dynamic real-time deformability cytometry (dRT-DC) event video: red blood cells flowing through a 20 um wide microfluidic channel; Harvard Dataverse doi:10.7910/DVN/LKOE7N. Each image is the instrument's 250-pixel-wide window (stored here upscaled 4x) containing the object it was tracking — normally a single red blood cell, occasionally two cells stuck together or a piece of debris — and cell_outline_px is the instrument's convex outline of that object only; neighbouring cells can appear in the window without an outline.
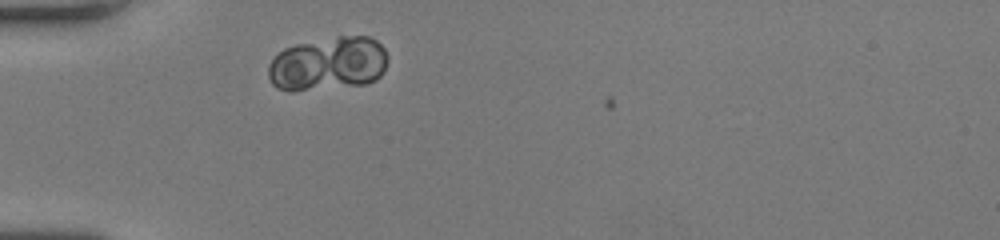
{"species": "human", "species_latin": "Homo sapiens", "temperature_condition": "room temperature", "stored_images_in_passage": 29, "camera_frame_rate_fps": 3000, "um_per_image_px": 0.085, "donor": {"sex": "female"}, "frame": {"image": 1, "passage_image": 2, "time_ms": 0.333, "image_size_px": [1000, 240], "cell_outline_px": [[388, 60], [380, 76], [376, 80], [364, 84], [292, 92], [276, 88], [272, 84], [268, 76], [268, 64], [284, 48], [296, 44], [336, 36], [368, 36], [376, 40], [384, 48], [388, 56]], "centroid_in_image_um": [27.88, 5.42], "position_along_channel_um": 57.1, "area_um2": 37.69}}
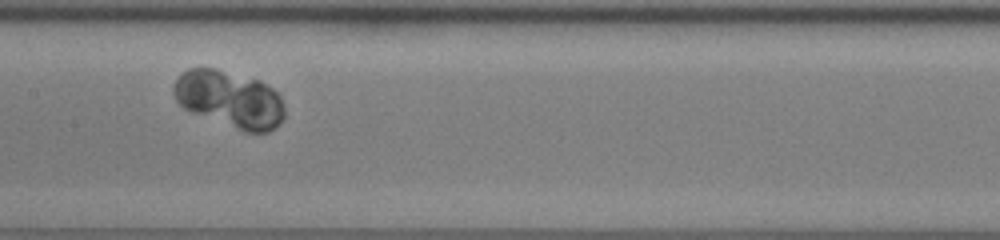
{"frame": {"image": 2, "passage_image": 13, "time_ms": 4.0, "image_size_px": [1000, 240], "cell_outline_px": [[284, 116], [268, 132], [244, 132], [192, 112], [184, 108], [176, 100], [172, 92], [172, 88], [176, 80], [188, 68], [212, 68], [260, 80], [272, 88], [280, 96], [284, 108]], "centroid_in_image_um": [19.5, 8.43], "position_along_channel_um": 187.9, "area_um2": 36.36}}
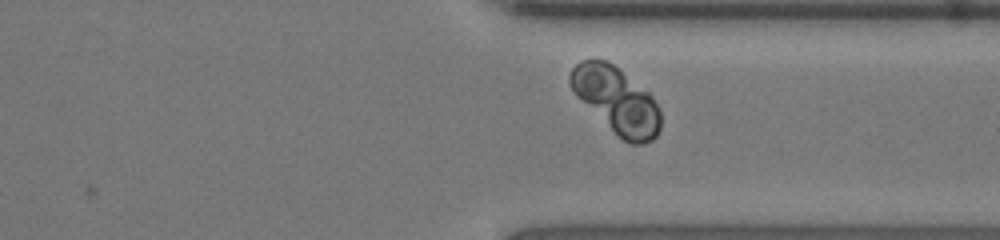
{"frame": {"image": 3, "passage_image": 26, "time_ms": 8.333, "image_size_px": [1000, 240], "cell_outline_px": [[660, 128], [656, 136], [652, 140], [644, 144], [632, 144], [624, 140], [576, 96], [568, 84], [568, 76], [572, 68], [580, 60], [608, 60], [648, 92], [652, 96], [660, 112]], "centroid_in_image_um": [52.38, 8.5], "position_along_channel_um": 359.0, "area_um2": 34.22}, "authors_computed_cell_mechanics": {"area_um2": 35.836, "velocity_mm_per_s": 3.9157, "shape_relaxation_time_tau1_ms": 2.9093, "shape_relaxation_time_tau2_ms": null, "deformation_change_tau1": 0.0457, "deformation_change_tau2": null}}